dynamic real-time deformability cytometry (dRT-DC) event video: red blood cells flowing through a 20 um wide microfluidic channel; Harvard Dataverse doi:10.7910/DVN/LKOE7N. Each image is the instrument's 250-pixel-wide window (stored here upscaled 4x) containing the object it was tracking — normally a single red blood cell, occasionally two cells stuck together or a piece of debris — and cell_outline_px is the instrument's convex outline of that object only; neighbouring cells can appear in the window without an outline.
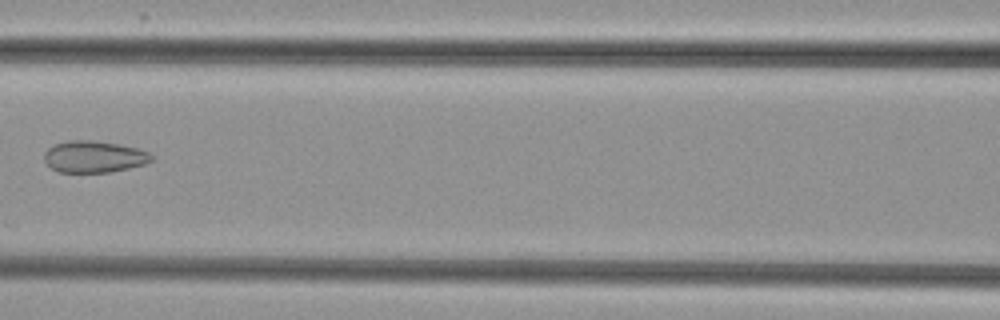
{"species": "common noctule bat (a hibernating species)", "species_latin": "Nyctalus noctula", "temperature_condition": "cold", "stored_images_in_passage": 4, "camera_frame_rate_fps": 3000, "um_per_image_px": 0.085, "animal": {"sex": "female", "body_mass_g": 29.2, "forearm_length_mm": 56.3}, "frame": {"image": 1, "passage_image": 4, "time_ms": 3.333, "image_size_px": [1000, 320], "cell_outline_px": [[152, 160], [144, 164], [128, 168], [108, 172], [56, 172], [44, 160], [44, 152], [48, 148], [56, 144], [68, 140], [96, 140], [136, 148], [148, 152], [152, 156]], "centroid_in_image_um": [7.95, 13.32], "position_along_channel_um": 158.6, "area_um2": 19.65}}